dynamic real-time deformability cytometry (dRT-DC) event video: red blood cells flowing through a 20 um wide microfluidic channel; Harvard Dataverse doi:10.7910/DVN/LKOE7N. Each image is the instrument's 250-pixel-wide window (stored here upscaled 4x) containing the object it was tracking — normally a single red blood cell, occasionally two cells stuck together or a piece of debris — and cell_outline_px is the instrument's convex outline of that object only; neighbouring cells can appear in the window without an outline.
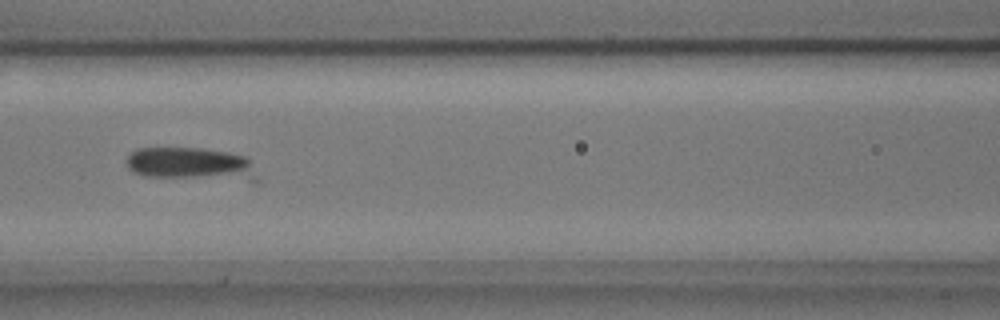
{"species": "common noctule bat (a hibernating species)", "species_latin": "Nyctalus noctula", "temperature_condition": "cold", "stored_images_in_passage": 10, "camera_frame_rate_fps": 3000, "um_per_image_px": 0.085, "animal": {"sex": "male", "body_mass_g": 17.9, "forearm_length_mm": 54.2}, "frame": {"image": 1, "passage_image": 8, "time_ms": 2.333, "image_size_px": [1000, 320], "cell_outline_px": [[260, 184], [256, 184], [144, 176], [132, 172], [128, 168], [124, 160], [136, 148], [204, 148], [228, 152], [244, 156], [248, 160], [260, 180]], "centroid_in_image_um": [16.33, 14.01], "position_along_channel_um": 150.3, "area_um2": 26.53}}
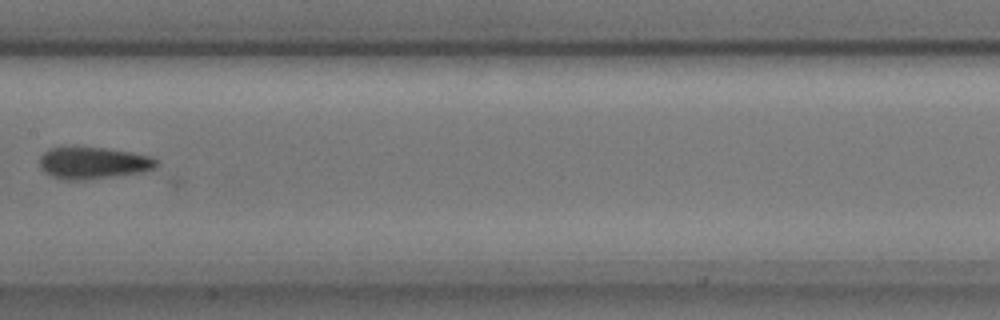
{"frame": {"image": 2, "passage_image": 9, "time_ms": 2.667, "image_size_px": [1000, 320], "cell_outline_px": [[156, 164], [152, 168], [140, 172], [108, 176], [72, 180], [68, 180], [52, 176], [44, 172], [40, 168], [40, 156], [48, 148], [104, 148], [152, 156], [156, 160]], "centroid_in_image_um": [7.86, 13.84], "position_along_channel_um": 199.5, "area_um2": 20.87}}